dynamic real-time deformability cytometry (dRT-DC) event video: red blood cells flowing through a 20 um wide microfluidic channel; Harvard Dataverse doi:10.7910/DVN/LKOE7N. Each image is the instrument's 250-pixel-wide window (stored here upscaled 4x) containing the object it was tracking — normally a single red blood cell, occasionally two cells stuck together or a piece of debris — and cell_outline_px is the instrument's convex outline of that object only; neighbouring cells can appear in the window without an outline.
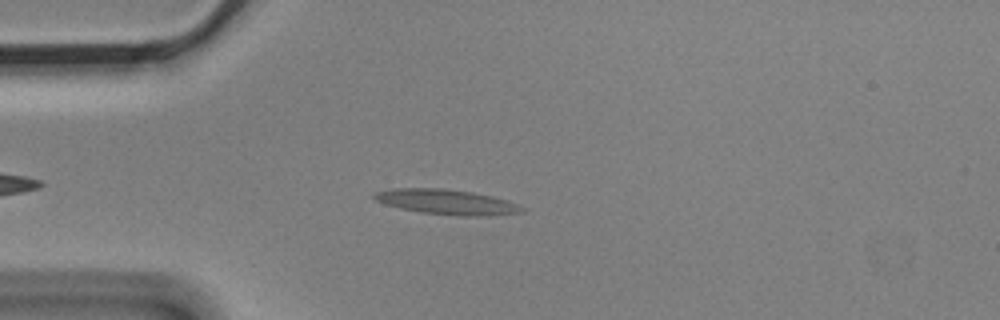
{"species": "Egyptian fruit bat (a non-hibernating species)", "species_latin": "Rousettus aegyptiacus", "temperature_condition": "cold", "stored_images_in_passage": 3, "camera_frame_rate_fps": 3000, "um_per_image_px": 0.085, "animal": {"sex": "male"}, "frame": {"image": 1, "passage_image": 3, "time_ms": 0.667, "image_size_px": [1000, 320], "cell_outline_px": [[528, 208], [524, 212], [488, 216], [460, 216], [420, 212], [400, 208], [384, 204], [376, 200], [372, 196], [376, 192], [392, 188], [440, 188], [472, 192], [492, 196]], "centroid_in_image_um": [37.98, 17.17], "position_along_channel_um": 47.0, "area_um2": 21.56}}